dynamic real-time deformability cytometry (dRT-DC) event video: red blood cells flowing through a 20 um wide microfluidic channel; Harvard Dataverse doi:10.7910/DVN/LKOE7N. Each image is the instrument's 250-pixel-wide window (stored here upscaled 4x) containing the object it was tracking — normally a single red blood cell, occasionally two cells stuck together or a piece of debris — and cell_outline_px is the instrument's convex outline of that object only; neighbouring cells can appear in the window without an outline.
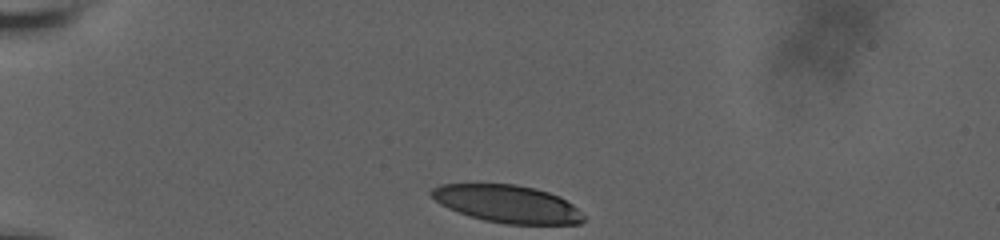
{"species": "human", "species_latin": "Homo sapiens", "temperature_condition": "room temperature", "stored_images_in_passage": 7, "camera_frame_rate_fps": 3000, "um_per_image_px": 0.085, "donor": {"sex": "male"}, "frame": {"image": 1, "passage_image": 1, "time_ms": 0.0, "image_size_px": [1000, 240], "cell_outline_px": [[584, 220], [580, 224], [504, 224], [484, 220], [448, 208], [440, 204], [428, 192], [432, 188], [440, 184], [516, 184], [536, 188], [560, 196], [572, 204], [584, 216]], "centroid_in_image_um": [43.13, 17.32], "position_along_channel_um": 41.9, "area_um2": 33.23}}
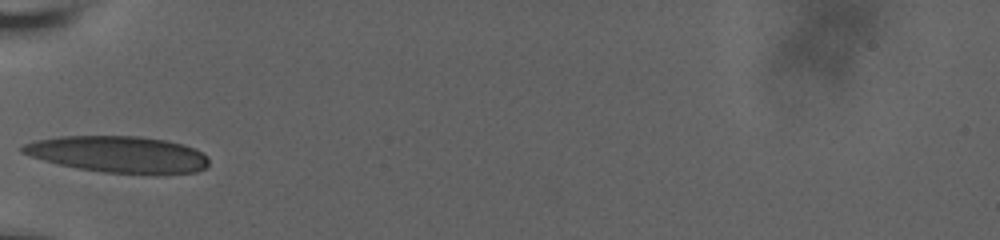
{"frame": {"image": 2, "passage_image": 4, "time_ms": 2.333, "image_size_px": [1000, 240], "cell_outline_px": [[208, 164], [204, 168], [196, 172], [104, 172], [76, 168], [44, 160], [20, 152], [20, 148], [24, 144], [36, 140], [60, 136], [140, 136], [168, 140], [184, 144], [196, 148], [208, 156]], "centroid_in_image_um": [10.05, 13.08], "position_along_channel_um": 75.0, "area_um2": 39.07}}
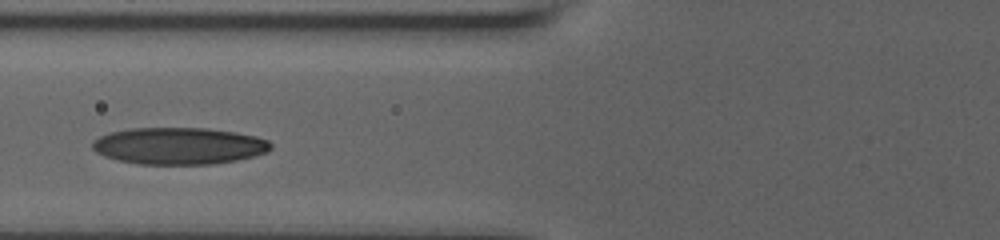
{"frame": {"image": 3, "passage_image": 5, "time_ms": 3.333, "image_size_px": [1000, 240], "cell_outline_px": [[272, 148], [268, 152], [236, 160], [212, 164], [140, 164], [120, 160], [104, 156], [96, 152], [92, 148], [92, 140], [108, 132], [132, 128], [204, 128], [236, 132], [256, 136], [268, 140], [272, 144]], "centroid_in_image_um": [15.21, 12.39], "position_along_channel_um": 110.6, "area_um2": 38.38}}